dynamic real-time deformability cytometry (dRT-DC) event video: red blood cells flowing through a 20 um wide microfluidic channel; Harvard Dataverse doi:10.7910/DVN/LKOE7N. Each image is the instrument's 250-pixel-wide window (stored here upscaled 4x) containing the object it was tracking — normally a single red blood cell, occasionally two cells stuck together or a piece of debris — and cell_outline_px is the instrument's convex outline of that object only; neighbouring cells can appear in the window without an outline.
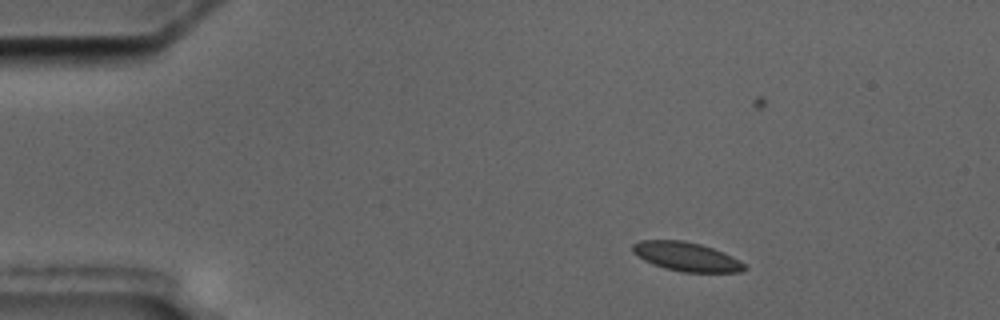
{"species": "common noctule bat (a hibernating species)", "species_latin": "Nyctalus noctula", "temperature_condition": "cold", "stored_images_in_passage": 5, "camera_frame_rate_fps": 3000, "um_per_image_px": 0.085, "animal": {"sex": "male", "body_mass_g": 17.5, "forearm_length_mm": 52.3}, "frame": {"image": 1, "passage_image": 1, "time_ms": 0.0, "image_size_px": [1000, 320], "cell_outline_px": [[748, 268], [740, 272], [680, 272], [664, 268], [652, 264], [644, 260], [632, 252], [632, 244], [640, 240], [684, 240], [700, 244], [724, 252], [740, 260]], "centroid_in_image_um": [58.34, 21.81], "position_along_channel_um": 26.7, "area_um2": 19.02}}